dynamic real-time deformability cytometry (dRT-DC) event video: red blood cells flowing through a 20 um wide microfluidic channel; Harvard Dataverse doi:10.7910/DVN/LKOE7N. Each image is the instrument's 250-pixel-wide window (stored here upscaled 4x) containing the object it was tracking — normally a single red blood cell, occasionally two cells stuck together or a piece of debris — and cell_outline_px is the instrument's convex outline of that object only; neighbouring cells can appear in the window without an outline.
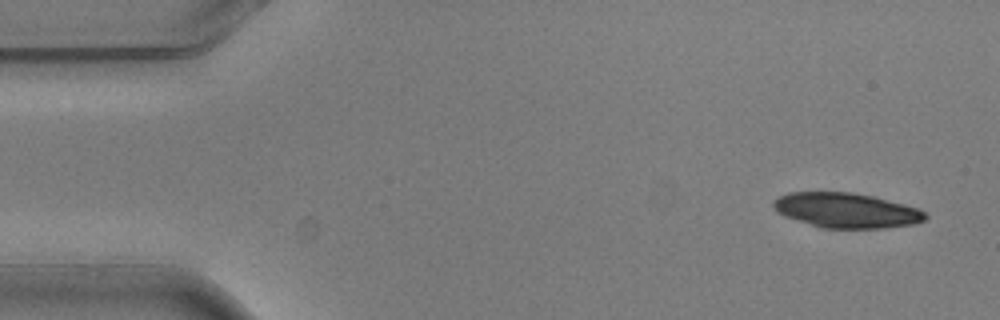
{"species": "common noctule bat (a hibernating species)", "species_latin": "Nyctalus noctula", "temperature_condition": "warm", "stored_images_in_passage": 7, "camera_frame_rate_fps": 3000, "um_per_image_px": 0.085, "animal": {"sex": "male", "body_mass_g": 20.5, "forearm_length_mm": 52.5}, "frame": {"image": 1, "passage_image": 1, "time_ms": 0.0, "image_size_px": [1000, 320], "cell_outline_px": [[928, 216], [924, 220], [916, 224], [884, 228], [820, 228], [784, 216], [776, 212], [772, 204], [772, 200], [788, 192], [852, 192], [872, 196], [920, 208]], "centroid_in_image_um": [71.92, 17.88], "position_along_channel_um": 13.1, "area_um2": 31.15}}